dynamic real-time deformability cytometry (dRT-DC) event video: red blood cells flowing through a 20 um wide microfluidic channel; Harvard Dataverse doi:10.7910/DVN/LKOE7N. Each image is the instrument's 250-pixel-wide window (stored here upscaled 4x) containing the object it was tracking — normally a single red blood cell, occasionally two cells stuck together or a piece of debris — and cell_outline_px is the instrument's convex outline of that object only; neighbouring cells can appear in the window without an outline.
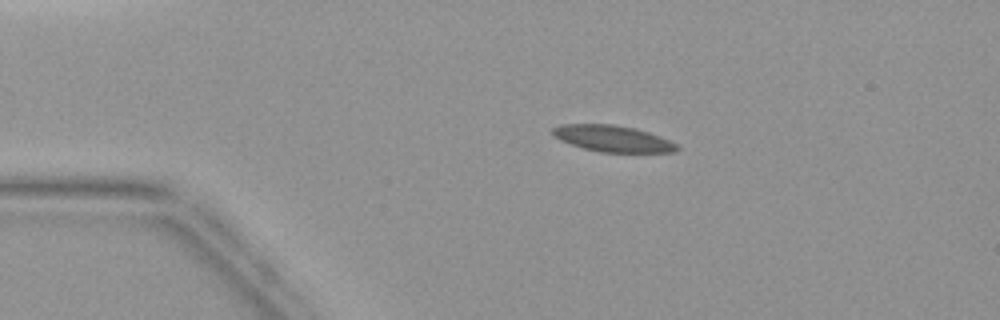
{"species": "common noctule bat (a hibernating species)", "species_latin": "Nyctalus noctula", "temperature_condition": "warm", "stored_images_in_passage": 3, "camera_frame_rate_fps": 3000, "um_per_image_px": 0.085, "animal": {"sex": "female", "body_mass_g": 19.9}, "frame": {"image": 1, "passage_image": 2, "time_ms": 1.333, "image_size_px": [1000, 320], "cell_outline_px": [[680, 148], [676, 152], [600, 152], [584, 148], [560, 140], [552, 132], [552, 128], [560, 124], [612, 124], [636, 128], [660, 136], [676, 144]], "centroid_in_image_um": [52.1, 11.77], "position_along_channel_um": 32.9, "area_um2": 18.96}}